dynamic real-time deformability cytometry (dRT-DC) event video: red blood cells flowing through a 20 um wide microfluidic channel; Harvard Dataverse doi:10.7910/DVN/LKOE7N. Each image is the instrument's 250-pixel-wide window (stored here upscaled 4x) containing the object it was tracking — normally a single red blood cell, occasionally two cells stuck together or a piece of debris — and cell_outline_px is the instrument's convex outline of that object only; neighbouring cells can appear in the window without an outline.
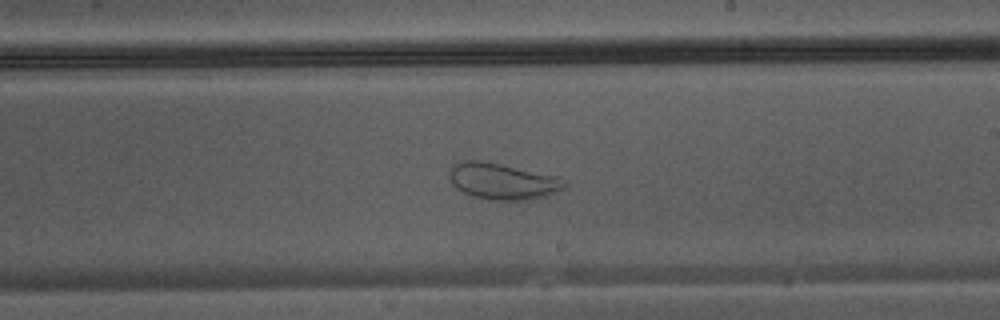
{"species": "Egyptian fruit bat (a non-hibernating species)", "species_latin": "Rousettus aegyptiacus", "temperature_condition": "warm", "stored_images_in_passage": 45, "camera_frame_rate_fps": 3000, "um_per_image_px": 0.085, "animal": {"sex": "male"}, "frame": {"image": 1, "passage_image": 26, "time_ms": 8.333, "image_size_px": [1000, 320], "cell_outline_px": [[568, 184], [564, 188], [556, 192], [544, 196], [524, 200], [488, 200], [472, 196], [456, 188], [452, 184], [448, 176], [452, 164], [464, 160], [480, 160], [500, 164], [556, 176], [568, 180]], "centroid_in_image_um": [42.7, 15.41], "position_along_channel_um": 246.3, "area_um2": 24.39}}
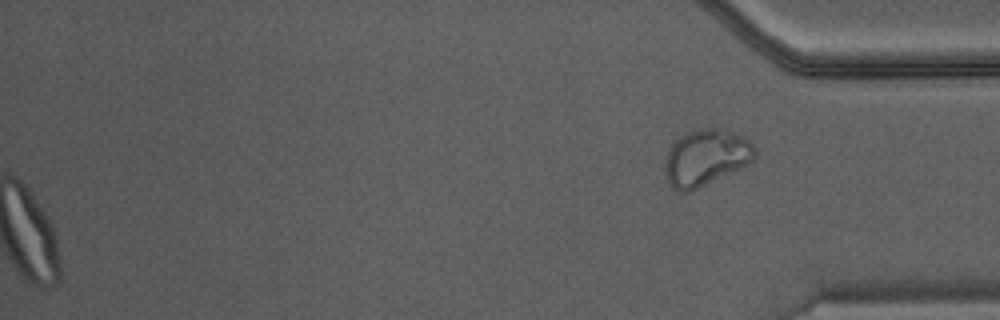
{"frame": {"image": 2, "passage_image": 45, "time_ms": 14.667, "image_size_px": [1000, 320], "cell_outline_px": [[756, 160], [740, 168], [688, 192], [676, 192], [672, 188], [664, 176], [664, 164], [668, 152], [676, 136], [696, 128], [728, 128], [744, 136], [756, 148]], "centroid_in_image_um": [59.99, 13.36], "position_along_channel_um": 375.2, "area_um2": 30.11}}